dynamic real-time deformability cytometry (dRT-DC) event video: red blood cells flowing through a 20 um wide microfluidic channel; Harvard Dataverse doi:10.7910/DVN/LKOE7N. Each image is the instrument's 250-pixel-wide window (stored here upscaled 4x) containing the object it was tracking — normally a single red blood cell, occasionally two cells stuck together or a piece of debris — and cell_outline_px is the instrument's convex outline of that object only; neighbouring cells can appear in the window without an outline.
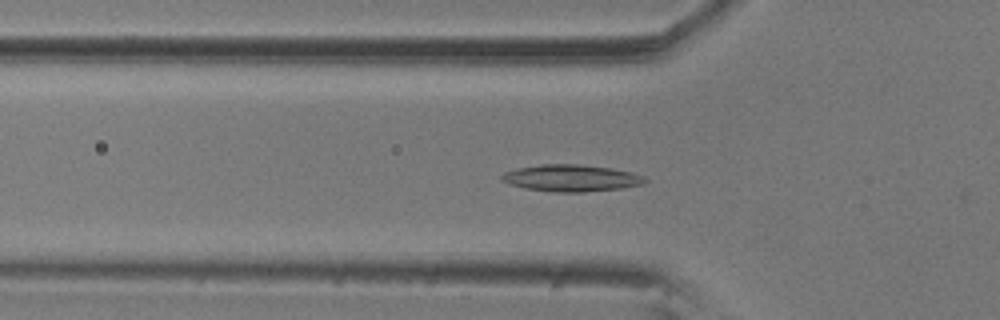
{"species": "common noctule bat (a hibernating species)", "species_latin": "Nyctalus noctula", "temperature_condition": "room temperature", "stored_images_in_passage": 43, "camera_frame_rate_fps": 3000, "um_per_image_px": 0.085, "animal": {"sex": "male", "body_mass_g": 20.5, "forearm_length_mm": 52.5}, "frame": {"image": 1, "passage_image": 5, "time_ms": 1.333, "image_size_px": [1000, 320], "cell_outline_px": [[648, 180], [644, 184], [620, 188], [584, 192], [552, 192], [524, 188], [508, 184], [500, 180], [500, 176], [504, 172], [516, 168], [544, 164], [580, 164], [612, 168], [632, 172], [644, 176]], "centroid_in_image_um": [48.53, 15.13], "position_along_channel_um": 77.3, "area_um2": 22.6}}
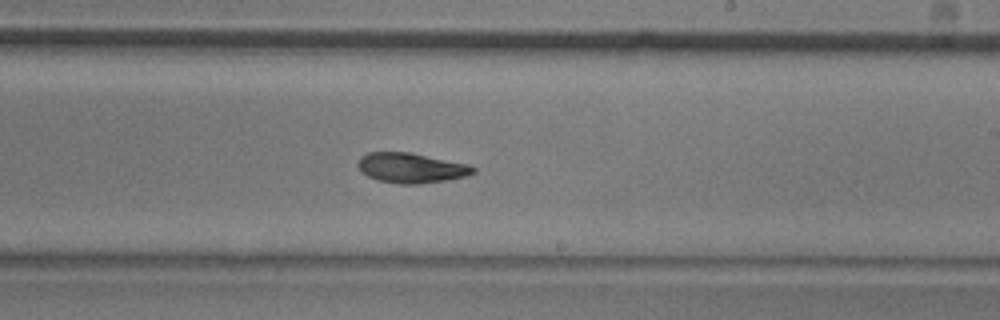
{"frame": {"image": 2, "passage_image": 20, "time_ms": 6.333, "image_size_px": [1000, 320], "cell_outline_px": [[476, 172], [468, 176], [444, 180], [416, 184], [400, 184], [376, 180], [368, 176], [356, 164], [360, 156], [368, 152], [408, 152], [468, 164], [476, 168]], "centroid_in_image_um": [34.94, 14.27], "position_along_channel_um": 254.1, "area_um2": 20.06}}
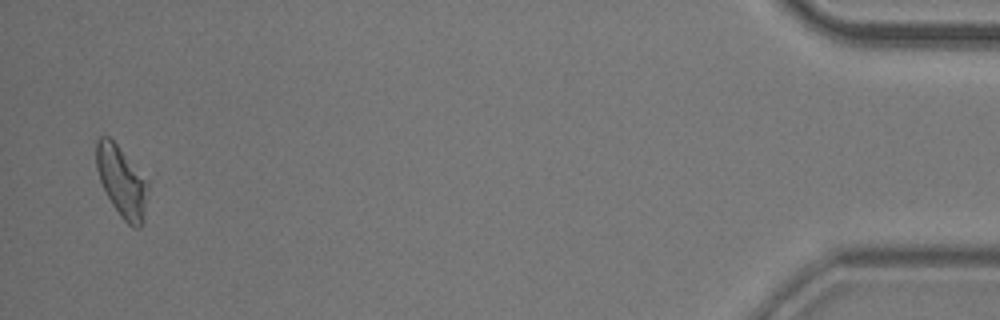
{"frame": {"image": 3, "passage_image": 42, "time_ms": 13.667, "image_size_px": [1000, 320], "cell_outline_px": [[148, 184], [144, 220], [140, 228], [132, 228], [120, 216], [112, 204], [100, 180], [96, 168], [96, 140], [100, 136], [108, 136], [116, 144], [148, 180]], "centroid_in_image_um": [10.35, 15.45], "position_along_channel_um": 424.8, "area_um2": 21.15}, "authors_computed_cell_mechanics": {"area_um2": 20.3456, "velocity_mm_per_s": 3.5178, "shape_relaxation_time_tau1_ms": 4.5016, "shape_relaxation_time_tau2_ms": 6.0718, "deformation_change_tau1": 0.1451, "deformation_change_tau2": 0.1205}}